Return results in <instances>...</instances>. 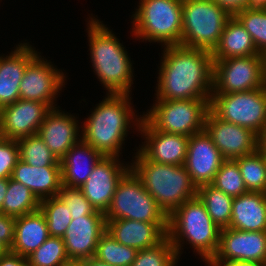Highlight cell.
<instances>
[{
	"label": "cell",
	"mask_w": 266,
	"mask_h": 266,
	"mask_svg": "<svg viewBox=\"0 0 266 266\" xmlns=\"http://www.w3.org/2000/svg\"><path fill=\"white\" fill-rule=\"evenodd\" d=\"M162 54L155 94L157 99L211 98L212 52L174 45L165 46Z\"/></svg>",
	"instance_id": "6da1fadb"
},
{
	"label": "cell",
	"mask_w": 266,
	"mask_h": 266,
	"mask_svg": "<svg viewBox=\"0 0 266 266\" xmlns=\"http://www.w3.org/2000/svg\"><path fill=\"white\" fill-rule=\"evenodd\" d=\"M129 95L107 93L81 127V138L104 157H119L132 122L140 128L143 115H134Z\"/></svg>",
	"instance_id": "7a4b0ae2"
},
{
	"label": "cell",
	"mask_w": 266,
	"mask_h": 266,
	"mask_svg": "<svg viewBox=\"0 0 266 266\" xmlns=\"http://www.w3.org/2000/svg\"><path fill=\"white\" fill-rule=\"evenodd\" d=\"M102 21L90 17L87 29L94 73L107 93L130 94L133 68L125 47Z\"/></svg>",
	"instance_id": "3957f363"
},
{
	"label": "cell",
	"mask_w": 266,
	"mask_h": 266,
	"mask_svg": "<svg viewBox=\"0 0 266 266\" xmlns=\"http://www.w3.org/2000/svg\"><path fill=\"white\" fill-rule=\"evenodd\" d=\"M134 155L130 169L167 217L185 201L197 196V187L184 165L153 162L139 150Z\"/></svg>",
	"instance_id": "277c9868"
},
{
	"label": "cell",
	"mask_w": 266,
	"mask_h": 266,
	"mask_svg": "<svg viewBox=\"0 0 266 266\" xmlns=\"http://www.w3.org/2000/svg\"><path fill=\"white\" fill-rule=\"evenodd\" d=\"M220 233L221 228L209 216L198 196L185 201L168 217L167 237L173 244L178 258L182 254V244H185L186 239L194 252L208 264L218 250Z\"/></svg>",
	"instance_id": "5b68a950"
},
{
	"label": "cell",
	"mask_w": 266,
	"mask_h": 266,
	"mask_svg": "<svg viewBox=\"0 0 266 266\" xmlns=\"http://www.w3.org/2000/svg\"><path fill=\"white\" fill-rule=\"evenodd\" d=\"M131 17L136 38L163 47L181 45L182 0H140Z\"/></svg>",
	"instance_id": "8992f818"
},
{
	"label": "cell",
	"mask_w": 266,
	"mask_h": 266,
	"mask_svg": "<svg viewBox=\"0 0 266 266\" xmlns=\"http://www.w3.org/2000/svg\"><path fill=\"white\" fill-rule=\"evenodd\" d=\"M230 17L214 0H182L181 46L213 52Z\"/></svg>",
	"instance_id": "52a82bcc"
},
{
	"label": "cell",
	"mask_w": 266,
	"mask_h": 266,
	"mask_svg": "<svg viewBox=\"0 0 266 266\" xmlns=\"http://www.w3.org/2000/svg\"><path fill=\"white\" fill-rule=\"evenodd\" d=\"M210 100L211 98L156 99L151 109L146 114L143 113V118L158 131L190 137L204 130Z\"/></svg>",
	"instance_id": "ba28073f"
},
{
	"label": "cell",
	"mask_w": 266,
	"mask_h": 266,
	"mask_svg": "<svg viewBox=\"0 0 266 266\" xmlns=\"http://www.w3.org/2000/svg\"><path fill=\"white\" fill-rule=\"evenodd\" d=\"M104 215L106 222L130 219L148 223H168V217L131 169L117 183L111 204Z\"/></svg>",
	"instance_id": "9c48e42d"
},
{
	"label": "cell",
	"mask_w": 266,
	"mask_h": 266,
	"mask_svg": "<svg viewBox=\"0 0 266 266\" xmlns=\"http://www.w3.org/2000/svg\"><path fill=\"white\" fill-rule=\"evenodd\" d=\"M210 110L221 120L258 135L266 127V85L244 92L212 93Z\"/></svg>",
	"instance_id": "30bf717a"
},
{
	"label": "cell",
	"mask_w": 266,
	"mask_h": 266,
	"mask_svg": "<svg viewBox=\"0 0 266 266\" xmlns=\"http://www.w3.org/2000/svg\"><path fill=\"white\" fill-rule=\"evenodd\" d=\"M266 85V56L213 59L212 93H236Z\"/></svg>",
	"instance_id": "8fae6325"
},
{
	"label": "cell",
	"mask_w": 266,
	"mask_h": 266,
	"mask_svg": "<svg viewBox=\"0 0 266 266\" xmlns=\"http://www.w3.org/2000/svg\"><path fill=\"white\" fill-rule=\"evenodd\" d=\"M65 77L62 71L54 68L53 64L44 60L39 53L26 66L19 86L20 99L46 103L52 109L58 108L54 101L62 86L65 87Z\"/></svg>",
	"instance_id": "7c38bea8"
},
{
	"label": "cell",
	"mask_w": 266,
	"mask_h": 266,
	"mask_svg": "<svg viewBox=\"0 0 266 266\" xmlns=\"http://www.w3.org/2000/svg\"><path fill=\"white\" fill-rule=\"evenodd\" d=\"M204 130L225 160H235L257 150L256 133L246 127L221 120L211 110L206 116Z\"/></svg>",
	"instance_id": "4fadbf2b"
},
{
	"label": "cell",
	"mask_w": 266,
	"mask_h": 266,
	"mask_svg": "<svg viewBox=\"0 0 266 266\" xmlns=\"http://www.w3.org/2000/svg\"><path fill=\"white\" fill-rule=\"evenodd\" d=\"M119 161V157H102L94 166L87 180L79 187L92 206L105 214L111 204L116 185L130 165ZM123 165V166H122Z\"/></svg>",
	"instance_id": "5bb4252c"
},
{
	"label": "cell",
	"mask_w": 266,
	"mask_h": 266,
	"mask_svg": "<svg viewBox=\"0 0 266 266\" xmlns=\"http://www.w3.org/2000/svg\"><path fill=\"white\" fill-rule=\"evenodd\" d=\"M52 108L38 101L18 99L0 109L2 138L19 140L37 134L40 125Z\"/></svg>",
	"instance_id": "9a60e30c"
},
{
	"label": "cell",
	"mask_w": 266,
	"mask_h": 266,
	"mask_svg": "<svg viewBox=\"0 0 266 266\" xmlns=\"http://www.w3.org/2000/svg\"><path fill=\"white\" fill-rule=\"evenodd\" d=\"M211 261H248L266 265V231L222 228L219 247Z\"/></svg>",
	"instance_id": "2e32d148"
},
{
	"label": "cell",
	"mask_w": 266,
	"mask_h": 266,
	"mask_svg": "<svg viewBox=\"0 0 266 266\" xmlns=\"http://www.w3.org/2000/svg\"><path fill=\"white\" fill-rule=\"evenodd\" d=\"M106 231L105 215L99 211L92 215L72 217L62 237L69 260L82 261L94 257L97 243Z\"/></svg>",
	"instance_id": "e0dca14e"
},
{
	"label": "cell",
	"mask_w": 266,
	"mask_h": 266,
	"mask_svg": "<svg viewBox=\"0 0 266 266\" xmlns=\"http://www.w3.org/2000/svg\"><path fill=\"white\" fill-rule=\"evenodd\" d=\"M224 161L205 130L189 137L184 167L197 188L212 184Z\"/></svg>",
	"instance_id": "ac0fdd59"
},
{
	"label": "cell",
	"mask_w": 266,
	"mask_h": 266,
	"mask_svg": "<svg viewBox=\"0 0 266 266\" xmlns=\"http://www.w3.org/2000/svg\"><path fill=\"white\" fill-rule=\"evenodd\" d=\"M146 140L138 149L148 160L167 165H184L189 137L154 129L144 118L137 130Z\"/></svg>",
	"instance_id": "d6986e66"
},
{
	"label": "cell",
	"mask_w": 266,
	"mask_h": 266,
	"mask_svg": "<svg viewBox=\"0 0 266 266\" xmlns=\"http://www.w3.org/2000/svg\"><path fill=\"white\" fill-rule=\"evenodd\" d=\"M77 123L78 120H76L75 116L70 115L68 112L65 113L59 108H54L47 114L38 129L37 135L59 161L79 141L78 139H81V127Z\"/></svg>",
	"instance_id": "ffe728a7"
},
{
	"label": "cell",
	"mask_w": 266,
	"mask_h": 266,
	"mask_svg": "<svg viewBox=\"0 0 266 266\" xmlns=\"http://www.w3.org/2000/svg\"><path fill=\"white\" fill-rule=\"evenodd\" d=\"M168 223H148L130 219L107 221V232L119 243L137 251L151 248L167 237Z\"/></svg>",
	"instance_id": "44dd1931"
},
{
	"label": "cell",
	"mask_w": 266,
	"mask_h": 266,
	"mask_svg": "<svg viewBox=\"0 0 266 266\" xmlns=\"http://www.w3.org/2000/svg\"><path fill=\"white\" fill-rule=\"evenodd\" d=\"M9 55L0 56V109L20 99L19 86L26 66L38 55L29 43H20Z\"/></svg>",
	"instance_id": "7402d4cb"
},
{
	"label": "cell",
	"mask_w": 266,
	"mask_h": 266,
	"mask_svg": "<svg viewBox=\"0 0 266 266\" xmlns=\"http://www.w3.org/2000/svg\"><path fill=\"white\" fill-rule=\"evenodd\" d=\"M28 187L42 201L58 195L62 187L61 166H31L19 159L12 176Z\"/></svg>",
	"instance_id": "603a6c76"
},
{
	"label": "cell",
	"mask_w": 266,
	"mask_h": 266,
	"mask_svg": "<svg viewBox=\"0 0 266 266\" xmlns=\"http://www.w3.org/2000/svg\"><path fill=\"white\" fill-rule=\"evenodd\" d=\"M103 156L82 138L60 160L62 185L79 188Z\"/></svg>",
	"instance_id": "cb8c5ba5"
},
{
	"label": "cell",
	"mask_w": 266,
	"mask_h": 266,
	"mask_svg": "<svg viewBox=\"0 0 266 266\" xmlns=\"http://www.w3.org/2000/svg\"><path fill=\"white\" fill-rule=\"evenodd\" d=\"M229 228L266 231V193L247 192L233 199Z\"/></svg>",
	"instance_id": "d4e9b609"
},
{
	"label": "cell",
	"mask_w": 266,
	"mask_h": 266,
	"mask_svg": "<svg viewBox=\"0 0 266 266\" xmlns=\"http://www.w3.org/2000/svg\"><path fill=\"white\" fill-rule=\"evenodd\" d=\"M50 237L41 210L16 217L14 240L9 251L28 257Z\"/></svg>",
	"instance_id": "484cf974"
},
{
	"label": "cell",
	"mask_w": 266,
	"mask_h": 266,
	"mask_svg": "<svg viewBox=\"0 0 266 266\" xmlns=\"http://www.w3.org/2000/svg\"><path fill=\"white\" fill-rule=\"evenodd\" d=\"M260 54L251 35L241 22L231 16L225 23L218 46L212 52L213 59L252 56Z\"/></svg>",
	"instance_id": "4316f807"
},
{
	"label": "cell",
	"mask_w": 266,
	"mask_h": 266,
	"mask_svg": "<svg viewBox=\"0 0 266 266\" xmlns=\"http://www.w3.org/2000/svg\"><path fill=\"white\" fill-rule=\"evenodd\" d=\"M197 196L205 205L209 216L215 224L221 229L227 228L230 225L234 198L217 189L212 184L197 188Z\"/></svg>",
	"instance_id": "83f0119b"
},
{
	"label": "cell",
	"mask_w": 266,
	"mask_h": 266,
	"mask_svg": "<svg viewBox=\"0 0 266 266\" xmlns=\"http://www.w3.org/2000/svg\"><path fill=\"white\" fill-rule=\"evenodd\" d=\"M40 201L24 184L8 178V188L2 205V214L23 216L39 210Z\"/></svg>",
	"instance_id": "f1b7e54d"
},
{
	"label": "cell",
	"mask_w": 266,
	"mask_h": 266,
	"mask_svg": "<svg viewBox=\"0 0 266 266\" xmlns=\"http://www.w3.org/2000/svg\"><path fill=\"white\" fill-rule=\"evenodd\" d=\"M240 173L248 192L266 193V157L258 150L237 158Z\"/></svg>",
	"instance_id": "f546056e"
},
{
	"label": "cell",
	"mask_w": 266,
	"mask_h": 266,
	"mask_svg": "<svg viewBox=\"0 0 266 266\" xmlns=\"http://www.w3.org/2000/svg\"><path fill=\"white\" fill-rule=\"evenodd\" d=\"M137 250L116 241L107 231L97 243L94 257L111 266H130L135 260Z\"/></svg>",
	"instance_id": "4dcf8cb0"
},
{
	"label": "cell",
	"mask_w": 266,
	"mask_h": 266,
	"mask_svg": "<svg viewBox=\"0 0 266 266\" xmlns=\"http://www.w3.org/2000/svg\"><path fill=\"white\" fill-rule=\"evenodd\" d=\"M19 156L31 166H61L60 161L37 135H30L17 140Z\"/></svg>",
	"instance_id": "1f68e13d"
},
{
	"label": "cell",
	"mask_w": 266,
	"mask_h": 266,
	"mask_svg": "<svg viewBox=\"0 0 266 266\" xmlns=\"http://www.w3.org/2000/svg\"><path fill=\"white\" fill-rule=\"evenodd\" d=\"M39 209L45 216L50 236L63 237L72 221L71 212L58 197L40 201Z\"/></svg>",
	"instance_id": "d6a6232c"
},
{
	"label": "cell",
	"mask_w": 266,
	"mask_h": 266,
	"mask_svg": "<svg viewBox=\"0 0 266 266\" xmlns=\"http://www.w3.org/2000/svg\"><path fill=\"white\" fill-rule=\"evenodd\" d=\"M30 266H62L70 261L62 237L50 236L28 257Z\"/></svg>",
	"instance_id": "836d02e7"
},
{
	"label": "cell",
	"mask_w": 266,
	"mask_h": 266,
	"mask_svg": "<svg viewBox=\"0 0 266 266\" xmlns=\"http://www.w3.org/2000/svg\"><path fill=\"white\" fill-rule=\"evenodd\" d=\"M178 259L173 244L166 237L156 246L139 250L130 266H177Z\"/></svg>",
	"instance_id": "e575fe53"
},
{
	"label": "cell",
	"mask_w": 266,
	"mask_h": 266,
	"mask_svg": "<svg viewBox=\"0 0 266 266\" xmlns=\"http://www.w3.org/2000/svg\"><path fill=\"white\" fill-rule=\"evenodd\" d=\"M212 185L232 198L248 192L235 160H225L222 163Z\"/></svg>",
	"instance_id": "d590c367"
},
{
	"label": "cell",
	"mask_w": 266,
	"mask_h": 266,
	"mask_svg": "<svg viewBox=\"0 0 266 266\" xmlns=\"http://www.w3.org/2000/svg\"><path fill=\"white\" fill-rule=\"evenodd\" d=\"M251 35L260 54L266 56V11L242 10L234 15Z\"/></svg>",
	"instance_id": "8d00e7d4"
},
{
	"label": "cell",
	"mask_w": 266,
	"mask_h": 266,
	"mask_svg": "<svg viewBox=\"0 0 266 266\" xmlns=\"http://www.w3.org/2000/svg\"><path fill=\"white\" fill-rule=\"evenodd\" d=\"M71 212V217L92 215L96 209L85 198L80 188L61 187L57 195Z\"/></svg>",
	"instance_id": "74e56055"
},
{
	"label": "cell",
	"mask_w": 266,
	"mask_h": 266,
	"mask_svg": "<svg viewBox=\"0 0 266 266\" xmlns=\"http://www.w3.org/2000/svg\"><path fill=\"white\" fill-rule=\"evenodd\" d=\"M20 159L17 140L0 139V178H11Z\"/></svg>",
	"instance_id": "f35d334b"
},
{
	"label": "cell",
	"mask_w": 266,
	"mask_h": 266,
	"mask_svg": "<svg viewBox=\"0 0 266 266\" xmlns=\"http://www.w3.org/2000/svg\"><path fill=\"white\" fill-rule=\"evenodd\" d=\"M16 217L0 213V243L8 250L11 249L14 240Z\"/></svg>",
	"instance_id": "ab89813d"
},
{
	"label": "cell",
	"mask_w": 266,
	"mask_h": 266,
	"mask_svg": "<svg viewBox=\"0 0 266 266\" xmlns=\"http://www.w3.org/2000/svg\"><path fill=\"white\" fill-rule=\"evenodd\" d=\"M0 266H30L28 259L19 254L7 251L0 257Z\"/></svg>",
	"instance_id": "60d3db41"
},
{
	"label": "cell",
	"mask_w": 266,
	"mask_h": 266,
	"mask_svg": "<svg viewBox=\"0 0 266 266\" xmlns=\"http://www.w3.org/2000/svg\"><path fill=\"white\" fill-rule=\"evenodd\" d=\"M223 9H225L231 16L237 12L242 11L245 7L247 0H214Z\"/></svg>",
	"instance_id": "b9f144b4"
},
{
	"label": "cell",
	"mask_w": 266,
	"mask_h": 266,
	"mask_svg": "<svg viewBox=\"0 0 266 266\" xmlns=\"http://www.w3.org/2000/svg\"><path fill=\"white\" fill-rule=\"evenodd\" d=\"M208 266H265V264L248 261H210Z\"/></svg>",
	"instance_id": "7bdbcfd3"
},
{
	"label": "cell",
	"mask_w": 266,
	"mask_h": 266,
	"mask_svg": "<svg viewBox=\"0 0 266 266\" xmlns=\"http://www.w3.org/2000/svg\"><path fill=\"white\" fill-rule=\"evenodd\" d=\"M243 10L251 12L266 11V0H247Z\"/></svg>",
	"instance_id": "ee69618b"
},
{
	"label": "cell",
	"mask_w": 266,
	"mask_h": 266,
	"mask_svg": "<svg viewBox=\"0 0 266 266\" xmlns=\"http://www.w3.org/2000/svg\"><path fill=\"white\" fill-rule=\"evenodd\" d=\"M257 150L266 157V127L258 134Z\"/></svg>",
	"instance_id": "f6af8a7d"
},
{
	"label": "cell",
	"mask_w": 266,
	"mask_h": 266,
	"mask_svg": "<svg viewBox=\"0 0 266 266\" xmlns=\"http://www.w3.org/2000/svg\"><path fill=\"white\" fill-rule=\"evenodd\" d=\"M8 188V178H0V213H2V205Z\"/></svg>",
	"instance_id": "bcb514c9"
},
{
	"label": "cell",
	"mask_w": 266,
	"mask_h": 266,
	"mask_svg": "<svg viewBox=\"0 0 266 266\" xmlns=\"http://www.w3.org/2000/svg\"><path fill=\"white\" fill-rule=\"evenodd\" d=\"M83 266H111L109 264H106L105 262H102L95 257H91L86 260H82Z\"/></svg>",
	"instance_id": "7dc6e473"
},
{
	"label": "cell",
	"mask_w": 266,
	"mask_h": 266,
	"mask_svg": "<svg viewBox=\"0 0 266 266\" xmlns=\"http://www.w3.org/2000/svg\"><path fill=\"white\" fill-rule=\"evenodd\" d=\"M62 266H83V262L70 260V261L64 263Z\"/></svg>",
	"instance_id": "c3c4849f"
},
{
	"label": "cell",
	"mask_w": 266,
	"mask_h": 266,
	"mask_svg": "<svg viewBox=\"0 0 266 266\" xmlns=\"http://www.w3.org/2000/svg\"><path fill=\"white\" fill-rule=\"evenodd\" d=\"M7 251L8 249L0 243V257L3 256Z\"/></svg>",
	"instance_id": "681fc988"
}]
</instances>
